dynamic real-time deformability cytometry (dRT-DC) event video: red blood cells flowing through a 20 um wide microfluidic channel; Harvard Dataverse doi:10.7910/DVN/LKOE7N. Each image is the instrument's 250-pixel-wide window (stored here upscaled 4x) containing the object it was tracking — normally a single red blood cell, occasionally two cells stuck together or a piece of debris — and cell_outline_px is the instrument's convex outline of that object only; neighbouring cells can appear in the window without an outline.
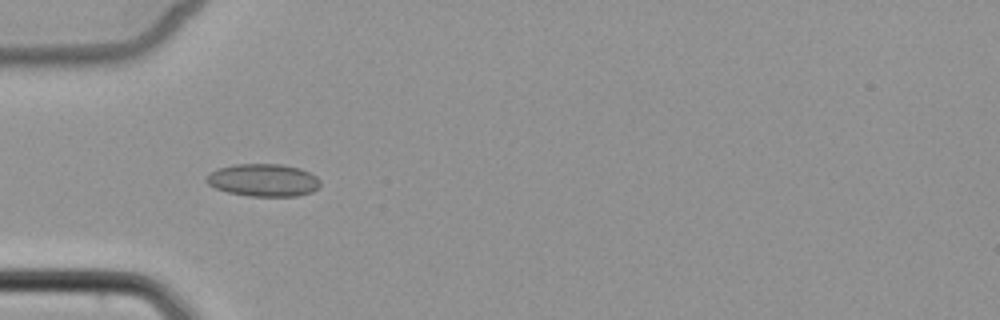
{"species": "common noctule bat (a hibernating species)", "species_latin": "Nyctalus noctula", "temperature_condition": "cold", "stored_images_in_passage": 7, "camera_frame_rate_fps": 3000, "um_per_image_px": 0.085, "animal": {"sex": "female", "body_mass_g": 22.7, "forearm_length_mm": 54.2}, "frame": {"image": 1, "passage_image": 5, "time_ms": 5.667, "image_size_px": [1000, 320], "cell_outline_px": [[320, 184], [312, 192], [296, 196], [248, 196], [228, 192], [216, 188], [208, 184], [204, 180], [216, 168], [236, 164], [284, 164], [300, 168], [316, 176], [320, 180]], "centroid_in_image_um": [22.38, 15.31], "position_along_channel_um": 62.6, "area_um2": 21.62}}
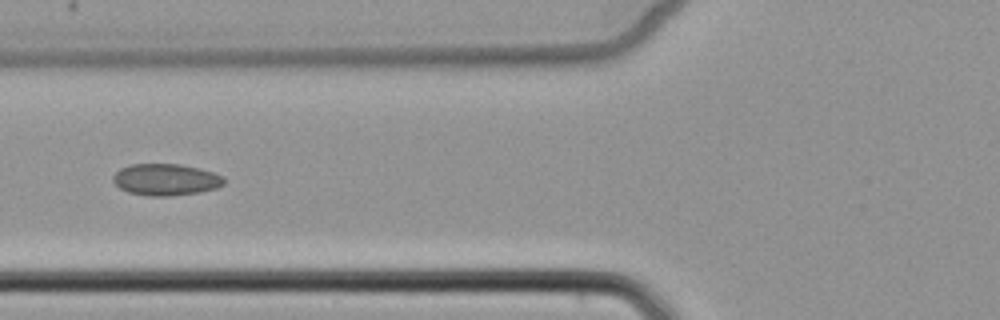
{"frame": {"image": 2, "passage_image": 6, "time_ms": 7.0, "image_size_px": [1000, 320], "cell_outline_px": [[224, 184], [216, 188], [196, 192], [168, 196], [148, 196], [128, 192], [120, 188], [112, 180], [112, 176], [120, 168], [132, 164], [180, 164], [200, 168], [224, 176]], "centroid_in_image_um": [14.07, 15.26], "position_along_channel_um": 111.7, "area_um2": 20.4}}
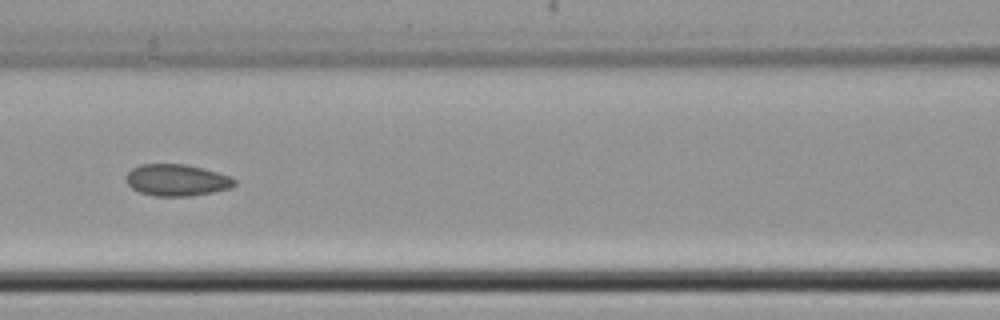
{"frame": {"image": 3, "passage_image": 7, "time_ms": 8.0, "image_size_px": [1000, 320], "cell_outline_px": [[236, 184], [232, 188], [212, 192], [188, 196], [156, 196], [140, 192], [132, 188], [124, 180], [124, 176], [132, 168], [140, 164], [184, 164], [204, 168], [228, 176], [236, 180]], "centroid_in_image_um": [15.0, 15.3], "position_along_channel_um": 151.6, "area_um2": 20.06}}